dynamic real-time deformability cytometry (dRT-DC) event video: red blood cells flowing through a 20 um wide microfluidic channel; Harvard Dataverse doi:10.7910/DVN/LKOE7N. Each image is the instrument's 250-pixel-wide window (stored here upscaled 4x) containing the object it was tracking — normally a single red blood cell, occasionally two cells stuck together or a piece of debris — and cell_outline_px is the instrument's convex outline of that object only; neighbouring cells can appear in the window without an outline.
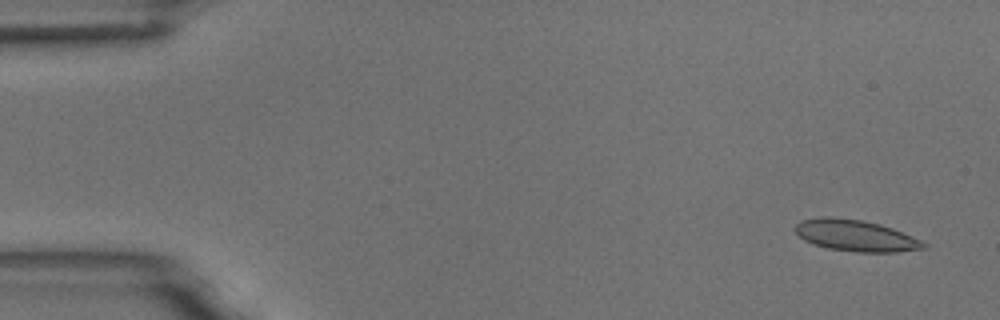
{"species": "common noctule bat (a hibernating species)", "species_latin": "Nyctalus noctula", "temperature_condition": "room temperature", "stored_images_in_passage": 5, "camera_frame_rate_fps": 3000, "um_per_image_px": 0.085, "animal": {"sex": "male", "body_mass_g": 18.8}, "frame": {"image": 1, "passage_image": 1, "time_ms": 0.0, "image_size_px": [1000, 320], "cell_outline_px": [[928, 248], [900, 252], [856, 252], [828, 248], [812, 244], [804, 240], [792, 228], [800, 220], [820, 216], [828, 216], [864, 220], [880, 224], [892, 228], [920, 240], [928, 244]], "centroid_in_image_um": [72.71, 20.02], "position_along_channel_um": 12.3, "area_um2": 23.76}}
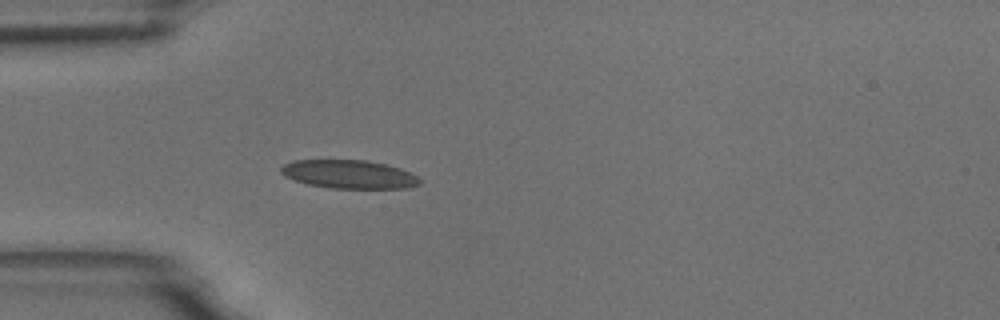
{"frame": {"image": 2, "passage_image": 5, "time_ms": 4.333, "image_size_px": [1000, 320], "cell_outline_px": [[424, 180], [420, 184], [408, 188], [328, 188], [308, 184], [284, 176], [280, 172], [280, 168], [284, 164], [292, 160], [364, 160], [384, 164], [400, 168]], "centroid_in_image_um": [29.66, 14.81], "position_along_channel_um": 55.3, "area_um2": 23.0}}